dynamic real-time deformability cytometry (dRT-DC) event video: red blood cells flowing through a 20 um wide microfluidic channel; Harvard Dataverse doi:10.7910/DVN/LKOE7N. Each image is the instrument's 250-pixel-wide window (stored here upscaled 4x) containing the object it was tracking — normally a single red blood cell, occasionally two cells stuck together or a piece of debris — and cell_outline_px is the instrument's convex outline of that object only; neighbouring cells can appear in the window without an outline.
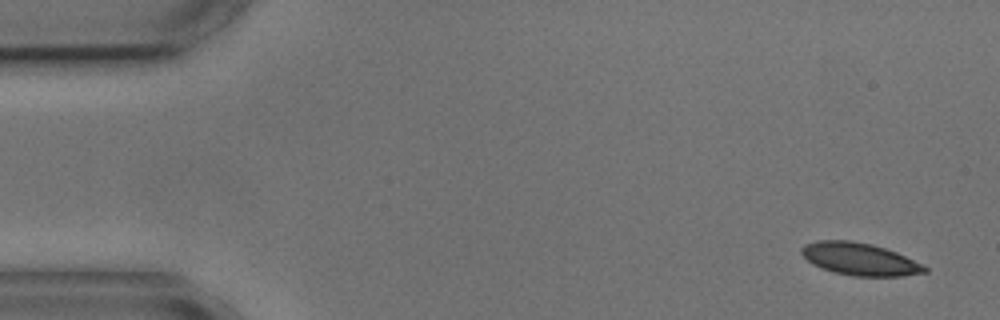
{"species": "common noctule bat (a hibernating species)", "species_latin": "Nyctalus noctula", "temperature_condition": "cold", "stored_images_in_passage": 4, "camera_frame_rate_fps": 3000, "um_per_image_px": 0.085, "animal": {"sex": "male", "body_mass_g": 17.9, "forearm_length_mm": 54.2}, "frame": {"image": 1, "passage_image": 1, "time_ms": 0.0, "image_size_px": [1000, 320], "cell_outline_px": [[928, 272], [900, 276], [852, 276], [836, 272], [812, 264], [800, 252], [800, 248], [804, 244], [816, 240], [848, 240], [872, 244], [896, 252], [928, 268]], "centroid_in_image_um": [73.04, 22.01], "position_along_channel_um": 12.0, "area_um2": 23.0}}
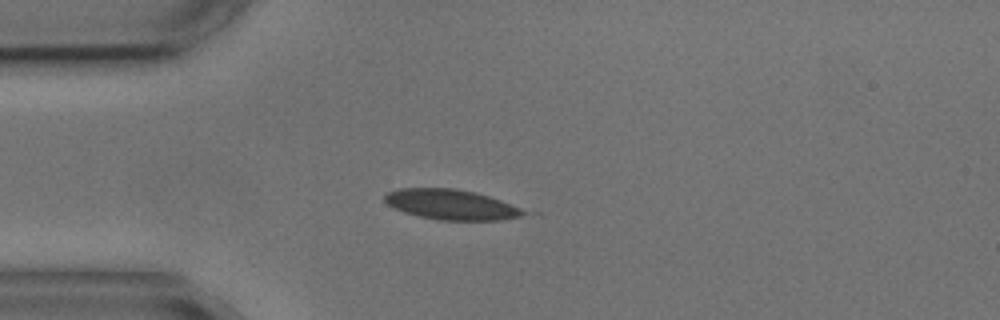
{"frame": {"image": 2, "passage_image": 4, "time_ms": 3.667, "image_size_px": [1000, 320], "cell_outline_px": [[540, 212], [500, 220], [440, 220], [420, 216], [404, 212], [388, 204], [384, 200], [384, 196], [388, 192], [400, 188], [456, 188], [476, 192]], "centroid_in_image_um": [38.52, 17.39], "position_along_channel_um": 46.5, "area_um2": 24.91}}